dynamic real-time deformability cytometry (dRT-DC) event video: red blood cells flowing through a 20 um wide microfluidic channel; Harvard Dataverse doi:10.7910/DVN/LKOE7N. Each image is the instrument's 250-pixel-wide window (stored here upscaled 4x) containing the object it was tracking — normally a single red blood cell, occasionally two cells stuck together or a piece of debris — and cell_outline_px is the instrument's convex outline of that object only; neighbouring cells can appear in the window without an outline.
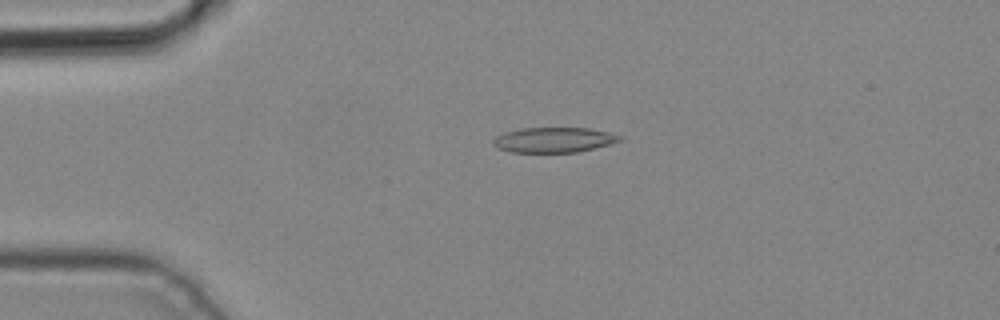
{"species": "common noctule bat (a hibernating species)", "species_latin": "Nyctalus noctula", "temperature_condition": "cold", "stored_images_in_passage": 3, "camera_frame_rate_fps": 3000, "um_per_image_px": 0.085, "animal": {"sex": "male", "body_mass_g": 19.2, "forearm_length_mm": 51.8}, "frame": {"image": 1, "passage_image": 3, "time_ms": 0.667, "image_size_px": [1000, 320], "cell_outline_px": [[624, 136], [620, 140], [612, 144], [576, 152], [512, 152], [496, 148], [492, 144], [492, 140], [496, 136], [504, 132], [520, 128], [588, 128], [608, 132]], "centroid_in_image_um": [47.05, 11.89], "position_along_channel_um": 37.9, "area_um2": 18.61}}